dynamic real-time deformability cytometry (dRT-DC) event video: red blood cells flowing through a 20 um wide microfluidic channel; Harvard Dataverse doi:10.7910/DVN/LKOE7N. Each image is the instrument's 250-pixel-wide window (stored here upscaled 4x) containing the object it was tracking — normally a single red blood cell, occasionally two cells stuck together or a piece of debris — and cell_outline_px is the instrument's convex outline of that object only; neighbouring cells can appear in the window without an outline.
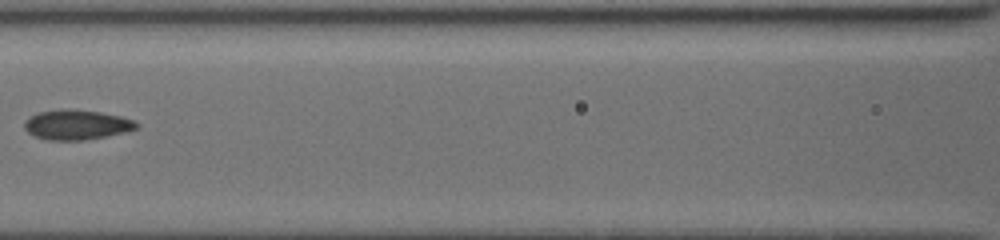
{"species": "common noctule bat (a hibernating species)", "species_latin": "Nyctalus noctula", "temperature_condition": "cold", "stored_images_in_passage": 31, "camera_frame_rate_fps": 3000, "um_per_image_px": 0.085, "animal": {"sex": "female", "body_mass_g": 19.5, "forearm_length_mm": 54.1}, "frame": {"image": 1, "passage_image": 22, "time_ms": 9.333, "image_size_px": [1000, 240], "cell_outline_px": [[136, 128], [124, 132], [84, 140], [48, 140], [36, 136], [28, 132], [24, 128], [24, 120], [28, 116], [36, 112], [60, 108], [72, 108], [100, 112], [120, 116], [132, 120], [136, 124]], "centroid_in_image_um": [6.42, 10.57], "position_along_channel_um": 160.2, "area_um2": 19.54}}